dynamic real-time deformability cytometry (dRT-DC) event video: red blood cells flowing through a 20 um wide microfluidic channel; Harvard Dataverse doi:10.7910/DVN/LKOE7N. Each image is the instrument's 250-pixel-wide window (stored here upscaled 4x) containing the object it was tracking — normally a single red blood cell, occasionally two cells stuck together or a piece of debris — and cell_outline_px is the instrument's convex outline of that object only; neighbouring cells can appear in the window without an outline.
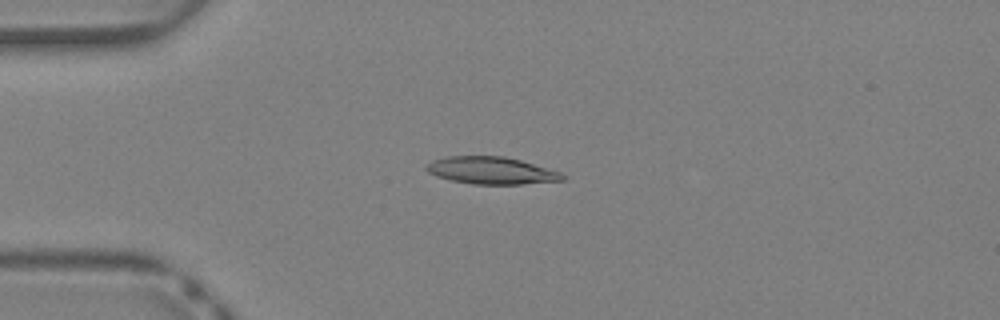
{"species": "Egyptian fruit bat (a non-hibernating species)", "species_latin": "Rousettus aegyptiacus", "temperature_condition": "warm", "stored_images_in_passage": 41, "camera_frame_rate_fps": 3000, "um_per_image_px": 0.085, "animal": {"sex": "female"}, "frame": {"image": 1, "passage_image": 11, "time_ms": 3.333, "image_size_px": [1000, 320], "cell_outline_px": [[568, 176], [564, 180], [520, 184], [472, 184], [452, 180], [436, 176], [428, 172], [424, 168], [424, 164], [432, 160], [444, 156], [504, 156], [520, 160], [560, 172]], "centroid_in_image_um": [41.72, 14.49], "position_along_channel_um": 43.3, "area_um2": 21.68}}
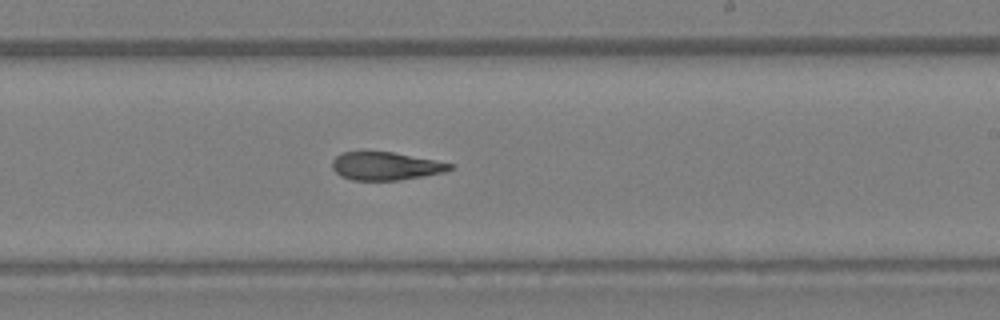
{"frame": {"image": 2, "passage_image": 25, "time_ms": 8.0, "image_size_px": [1000, 320], "cell_outline_px": [[456, 168], [444, 172], [396, 180], [352, 180], [340, 176], [332, 168], [332, 160], [340, 152], [392, 152], [436, 160], [456, 164]], "centroid_in_image_um": [32.79, 14.11], "position_along_channel_um": 256.2, "area_um2": 19.25}}
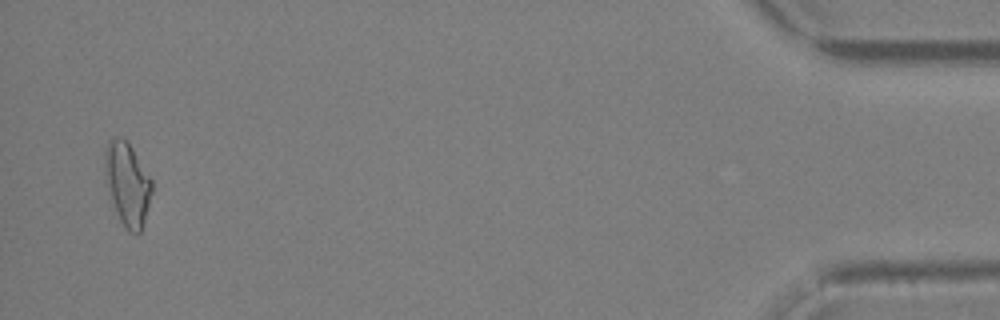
{"frame": {"image": 3, "passage_image": 40, "time_ms": 13.0, "image_size_px": [1000, 320], "cell_outline_px": [[152, 192], [144, 220], [140, 232], [136, 236], [128, 232], [120, 220], [104, 180], [104, 152], [108, 140], [112, 136], [120, 136], [132, 148], [152, 180]], "centroid_in_image_um": [10.8, 15.62], "position_along_channel_um": 424.4, "area_um2": 22.83}}